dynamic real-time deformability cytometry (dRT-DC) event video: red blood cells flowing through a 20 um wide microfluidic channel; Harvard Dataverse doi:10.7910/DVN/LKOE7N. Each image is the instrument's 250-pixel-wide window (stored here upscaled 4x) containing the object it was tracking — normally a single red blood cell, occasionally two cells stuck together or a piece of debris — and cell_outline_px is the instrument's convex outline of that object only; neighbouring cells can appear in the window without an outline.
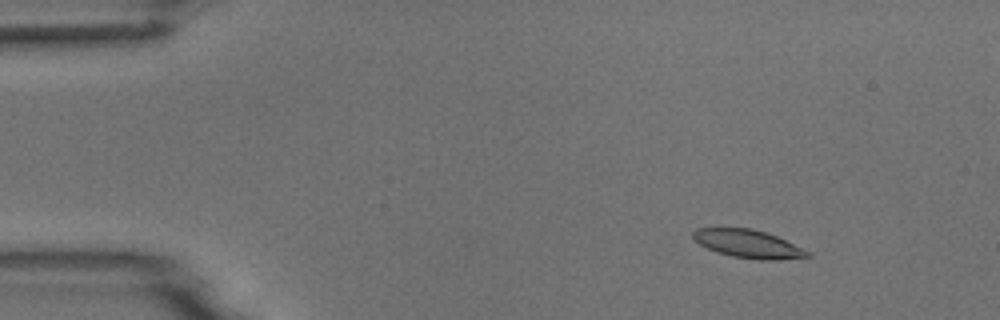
{"species": "common noctule bat (a hibernating species)", "species_latin": "Nyctalus noctula", "temperature_condition": "room temperature", "stored_images_in_passage": 4, "camera_frame_rate_fps": 3000, "um_per_image_px": 0.085, "animal": {"sex": "male", "body_mass_g": 18.8}, "frame": {"image": 1, "passage_image": 2, "time_ms": 1.333, "image_size_px": [1000, 320], "cell_outline_px": [[812, 256], [776, 260], [760, 260], [732, 256], [716, 252], [700, 244], [692, 236], [692, 232], [696, 228], [752, 228], [776, 236], [812, 252]], "centroid_in_image_um": [63.61, 20.73], "position_along_channel_um": 21.4, "area_um2": 18.67}}
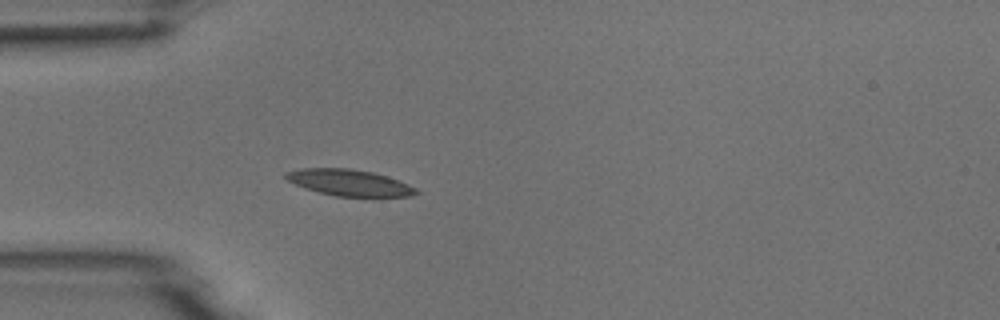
{"frame": {"image": 2, "passage_image": 4, "time_ms": 4.333, "image_size_px": [1000, 320], "cell_outline_px": [[420, 192], [408, 196], [336, 196], [304, 188], [288, 180], [284, 176], [284, 172], [300, 168], [352, 168], [372, 172], [388, 176], [408, 184], [416, 188]], "centroid_in_image_um": [29.67, 15.51], "position_along_channel_um": 55.3, "area_um2": 19.88}}